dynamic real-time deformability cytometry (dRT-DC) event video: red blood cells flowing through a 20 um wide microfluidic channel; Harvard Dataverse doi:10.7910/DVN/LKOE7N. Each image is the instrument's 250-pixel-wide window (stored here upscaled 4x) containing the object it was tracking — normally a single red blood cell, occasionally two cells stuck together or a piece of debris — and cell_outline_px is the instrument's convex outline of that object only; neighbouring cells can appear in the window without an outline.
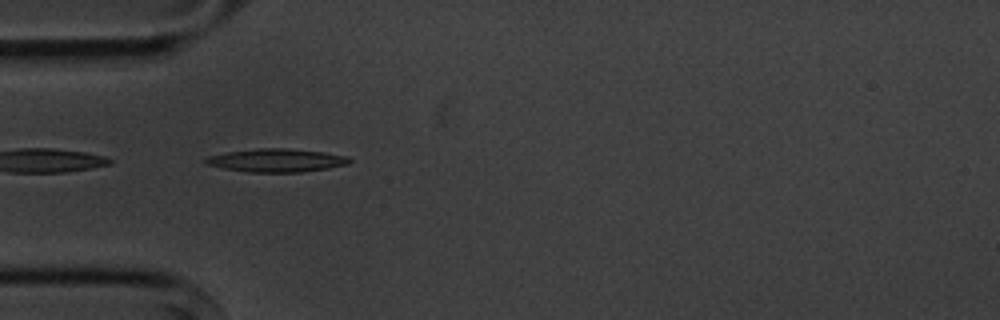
{"species": "common noctule bat (a hibernating species)", "species_latin": "Nyctalus noctula", "temperature_condition": "cold", "stored_images_in_passage": 2, "camera_frame_rate_fps": 3000, "um_per_image_px": 0.085, "animal": {"sex": "male", "body_mass_g": 20.1, "forearm_length_mm": 53.5}, "frame": {"image": 1, "passage_image": 1, "time_ms": 0.0, "image_size_px": [1000, 320], "cell_outline_px": [[352, 160], [348, 164], [328, 168], [300, 172], [248, 172], [224, 168], [208, 164], [204, 160], [208, 156], [228, 152], [256, 148], [284, 148], [324, 152], [348, 156]], "centroid_in_image_um": [23.54, 13.62], "position_along_channel_um": 61.5, "area_um2": 19.31}}